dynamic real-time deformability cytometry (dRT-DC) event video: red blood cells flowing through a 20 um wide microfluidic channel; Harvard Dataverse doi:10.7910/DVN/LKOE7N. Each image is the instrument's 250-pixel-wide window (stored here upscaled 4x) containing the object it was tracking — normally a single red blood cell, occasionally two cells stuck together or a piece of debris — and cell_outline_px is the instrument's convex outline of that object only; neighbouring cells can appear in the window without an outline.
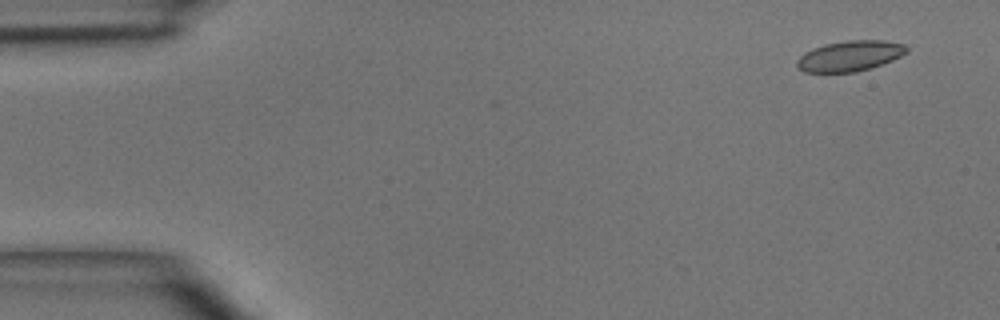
{"species": "common noctule bat (a hibernating species)", "species_latin": "Nyctalus noctula", "temperature_condition": "room temperature", "stored_images_in_passage": 3, "camera_frame_rate_fps": 3000, "um_per_image_px": 0.085, "animal": {"sex": "male", "body_mass_g": 15.6}, "frame": {"image": 1, "passage_image": 1, "time_ms": 0.0, "image_size_px": [1000, 320], "cell_outline_px": [[908, 52], [892, 60], [856, 72], [804, 72], [796, 64], [796, 60], [804, 52], [812, 48], [824, 44], [848, 40], [884, 40], [904, 44], [908, 48]], "centroid_in_image_um": [72.22, 4.74], "position_along_channel_um": 12.8, "area_um2": 19.42}}
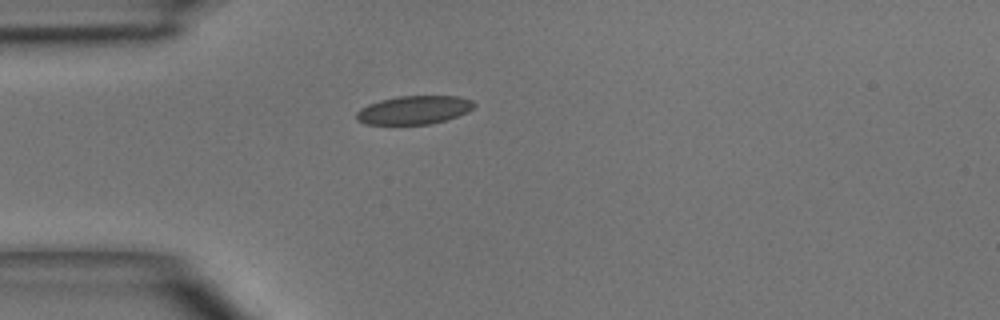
{"frame": {"image": 2, "passage_image": 3, "time_ms": 3.333, "image_size_px": [1000, 320], "cell_outline_px": [[476, 104], [468, 112], [432, 124], [364, 124], [356, 120], [356, 112], [360, 108], [368, 104], [380, 100], [400, 96], [460, 96], [472, 100]], "centroid_in_image_um": [35.17, 9.35], "position_along_channel_um": 49.8, "area_um2": 19.54}}